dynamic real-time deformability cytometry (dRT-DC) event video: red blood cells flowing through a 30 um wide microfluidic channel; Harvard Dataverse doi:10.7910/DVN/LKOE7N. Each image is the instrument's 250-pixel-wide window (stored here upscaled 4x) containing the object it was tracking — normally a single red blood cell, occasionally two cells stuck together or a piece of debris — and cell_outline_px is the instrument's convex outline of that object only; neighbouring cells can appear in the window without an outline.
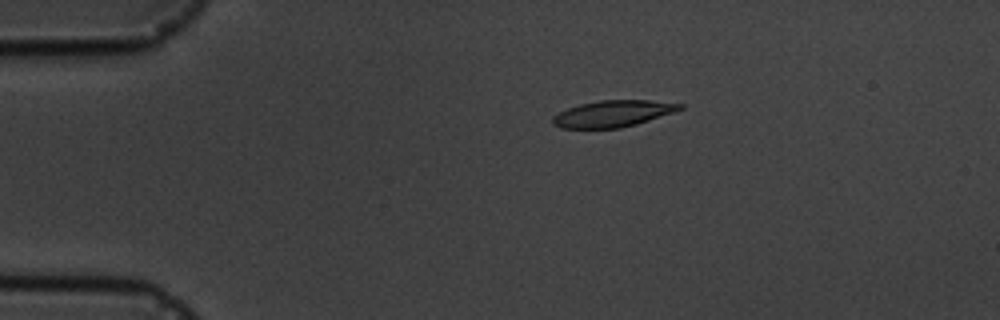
{"species": "common noctule bat (a hibernating species)", "species_latin": "Nyctalus noctula", "temperature_condition": "cold", "stored_images_in_passage": 5, "camera_frame_rate_fps": 3000, "um_per_image_px": 0.085, "animal": {"sex": "male", "body_mass_g": 19.5, "forearm_length_mm": 54.6}, "frame": {"image": 1, "passage_image": 4, "time_ms": 3.333, "image_size_px": [1000, 320], "cell_outline_px": [[684, 108], [636, 124], [620, 128], [560, 128], [552, 124], [552, 116], [568, 108], [580, 104], [600, 100], [648, 100], [684, 104]], "centroid_in_image_um": [52.06, 9.66], "position_along_channel_um": 32.9, "area_um2": 19.48}}